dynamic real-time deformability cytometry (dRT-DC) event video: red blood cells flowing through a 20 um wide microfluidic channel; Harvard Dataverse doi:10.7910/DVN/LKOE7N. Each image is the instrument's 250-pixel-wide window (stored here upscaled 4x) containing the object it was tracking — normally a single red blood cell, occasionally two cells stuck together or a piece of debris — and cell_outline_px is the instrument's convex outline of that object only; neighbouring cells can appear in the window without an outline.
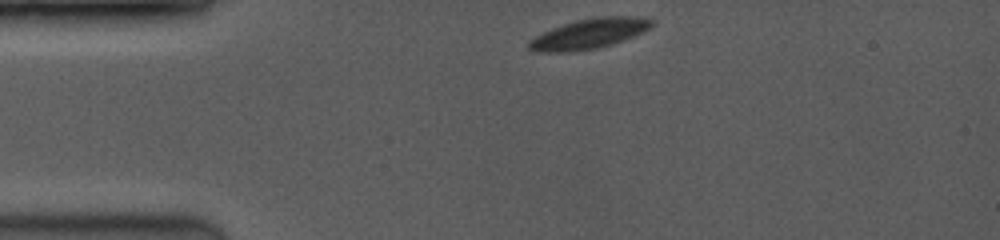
{"species": "common noctule bat (a hibernating species)", "species_latin": "Nyctalus noctula", "temperature_condition": "room temperature", "stored_images_in_passage": 41, "camera_frame_rate_fps": 3500, "um_per_image_px": 0.085, "animal": {"sex": "female", "body_mass_g": 19.0, "forearm_length_mm": 53.3}, "frame": {"image": 1, "passage_image": 1, "time_ms": 0.0, "image_size_px": [1000, 240], "cell_outline_px": [[652, 28], [644, 32], [612, 44], [596, 48], [568, 52], [536, 52], [528, 48], [528, 40], [552, 28], [576, 20], [596, 16], [628, 16], [652, 20]], "centroid_in_image_um": [50.05, 2.87], "position_along_channel_um": 34.9, "area_um2": 21.39}}
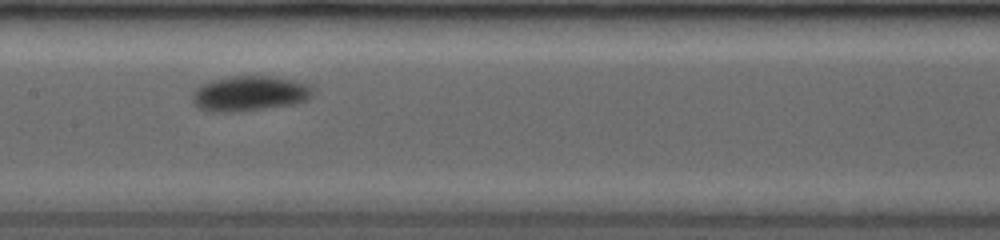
{"frame": {"image": 2, "passage_image": 18, "time_ms": 4.857, "image_size_px": [1000, 240], "cell_outline_px": [[312, 96], [296, 104], [236, 112], [204, 112], [192, 100], [192, 96], [196, 88], [212, 80], [228, 76], [268, 76], [308, 84], [312, 88]], "centroid_in_image_um": [21.17, 7.96], "position_along_channel_um": 186.2, "area_um2": 24.51}}
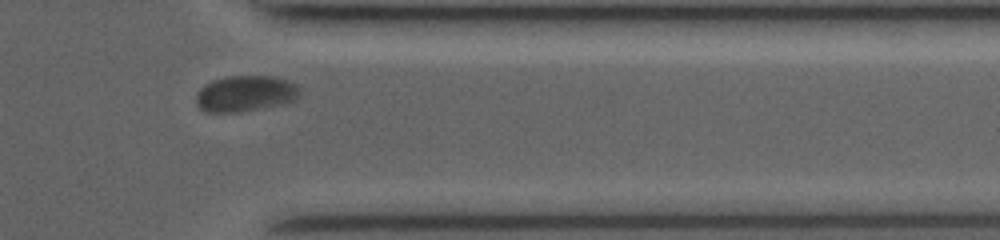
{"frame": {"image": 3, "passage_image": 36, "time_ms": 10.0, "image_size_px": [1000, 240], "cell_outline_px": [[300, 92], [296, 100], [284, 104], [240, 112], [204, 112], [196, 104], [196, 96], [200, 88], [204, 84], [212, 80], [224, 76], [276, 76], [288, 80], [296, 84], [300, 88]], "centroid_in_image_um": [20.87, 7.95], "position_along_channel_um": 390.5, "area_um2": 22.14}, "authors_computed_cell_mechanics": {"area_um2": 22.1374, "velocity_mm_per_s": 3.9535, "shape_relaxation_time_tau1_ms": 1.7149, "shape_relaxation_time_tau2_ms": null, "deformation_change_tau1": 0.069, "deformation_change_tau2": null}}